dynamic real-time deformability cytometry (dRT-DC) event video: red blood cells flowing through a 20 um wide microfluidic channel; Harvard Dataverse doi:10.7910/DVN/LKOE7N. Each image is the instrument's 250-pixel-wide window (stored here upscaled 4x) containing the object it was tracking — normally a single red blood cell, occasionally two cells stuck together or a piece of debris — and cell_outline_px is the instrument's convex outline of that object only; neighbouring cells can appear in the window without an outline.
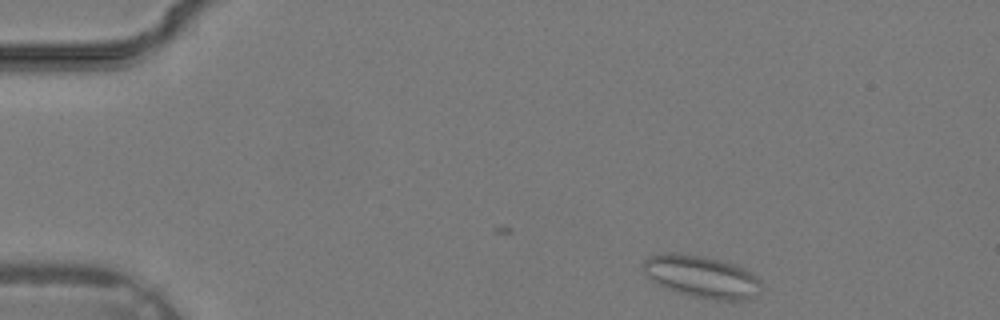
{"species": "common noctule bat (a hibernating species)", "species_latin": "Nyctalus noctula", "temperature_condition": "warm", "stored_images_in_passage": 3, "camera_frame_rate_fps": 3000, "um_per_image_px": 0.085, "animal": {"sex": "male", "body_mass_g": 19.2, "forearm_length_mm": 51.8}, "frame": {"image": 1, "passage_image": 3, "time_ms": 0.667, "image_size_px": [1000, 320], "cell_outline_px": [[760, 284], [756, 296], [748, 300], [712, 300], [692, 296], [676, 292], [660, 284], [648, 276], [644, 272], [644, 260], [648, 256], [664, 252], [676, 252], [700, 256], [736, 264], [752, 272], [760, 280]], "centroid_in_image_um": [59.66, 23.51], "position_along_channel_um": 25.3, "area_um2": 28.9}}